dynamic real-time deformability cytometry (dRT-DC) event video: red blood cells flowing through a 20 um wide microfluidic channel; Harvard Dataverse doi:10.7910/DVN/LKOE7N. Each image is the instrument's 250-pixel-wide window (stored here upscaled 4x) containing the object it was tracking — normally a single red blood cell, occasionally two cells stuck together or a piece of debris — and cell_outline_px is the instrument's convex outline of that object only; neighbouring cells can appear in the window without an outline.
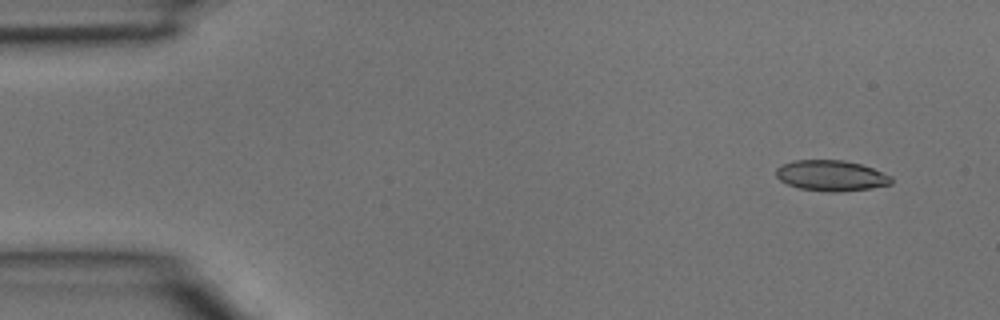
{"species": "common noctule bat (a hibernating species)", "species_latin": "Nyctalus noctula", "temperature_condition": "room temperature", "stored_images_in_passage": 3, "camera_frame_rate_fps": 3000, "um_per_image_px": 0.085, "animal": {"sex": "male", "body_mass_g": 15.6}, "frame": {"image": 1, "passage_image": 1, "time_ms": 0.0, "image_size_px": [1000, 320], "cell_outline_px": [[892, 184], [868, 188], [836, 192], [828, 192], [800, 188], [788, 184], [780, 180], [776, 176], [776, 168], [780, 164], [792, 160], [844, 160], [860, 164], [872, 168], [892, 176]], "centroid_in_image_um": [70.62, 14.91], "position_along_channel_um": 14.4, "area_um2": 20.58}}
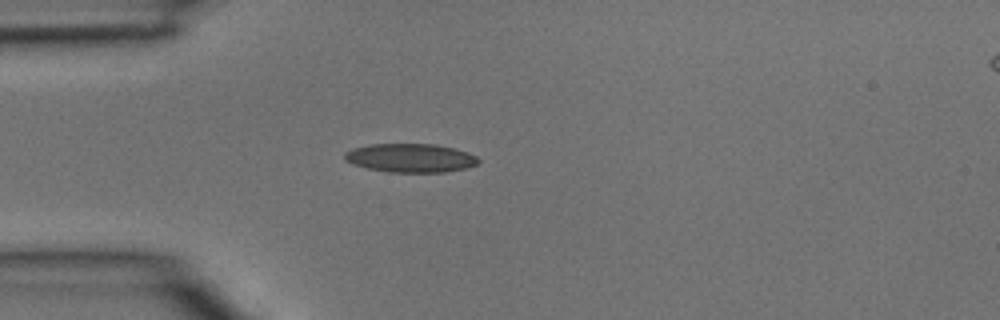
{"frame": {"image": 2, "passage_image": 3, "time_ms": 0.667, "image_size_px": [1000, 320], "cell_outline_px": [[480, 160], [476, 164], [464, 168], [444, 172], [388, 172], [368, 168], [352, 164], [344, 160], [344, 152], [352, 148], [372, 144], [436, 144], [468, 152], [476, 156]], "centroid_in_image_um": [34.85, 13.42], "position_along_channel_um": 50.1, "area_um2": 22.31}}